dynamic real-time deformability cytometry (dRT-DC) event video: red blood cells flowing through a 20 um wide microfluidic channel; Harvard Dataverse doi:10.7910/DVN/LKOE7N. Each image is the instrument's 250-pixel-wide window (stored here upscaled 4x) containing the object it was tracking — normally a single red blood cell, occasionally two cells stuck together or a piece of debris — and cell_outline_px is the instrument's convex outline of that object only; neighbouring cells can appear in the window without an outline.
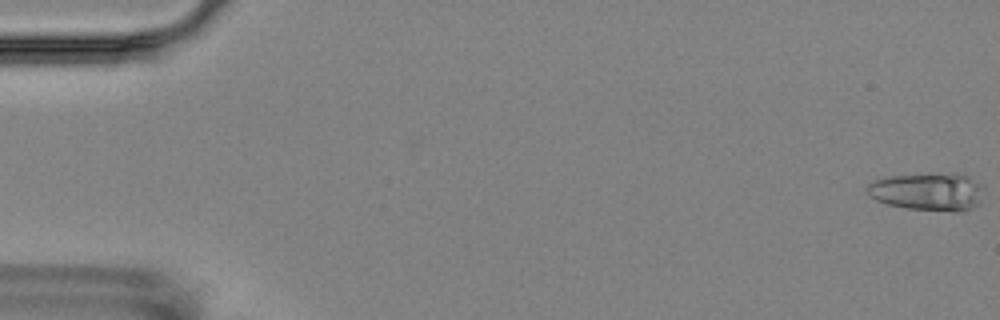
{"species": "Egyptian fruit bat (a non-hibernating species)", "species_latin": "Rousettus aegyptiacus", "temperature_condition": "room temperature", "stored_images_in_passage": 6, "camera_frame_rate_fps": 3000, "um_per_image_px": 0.085, "animal": {"sex": "female"}, "frame": {"image": 1, "passage_image": 1, "time_ms": 0.0, "image_size_px": [1000, 320], "cell_outline_px": [[984, 188], [980, 200], [972, 208], [964, 212], [952, 212], [908, 208], [888, 204], [876, 200], [868, 196], [864, 188], [868, 184], [876, 180], [892, 176], [932, 172], [956, 172], [968, 176], [984, 184]], "centroid_in_image_um": [78.9, 16.27], "position_along_channel_um": 6.1, "area_um2": 26.47}}
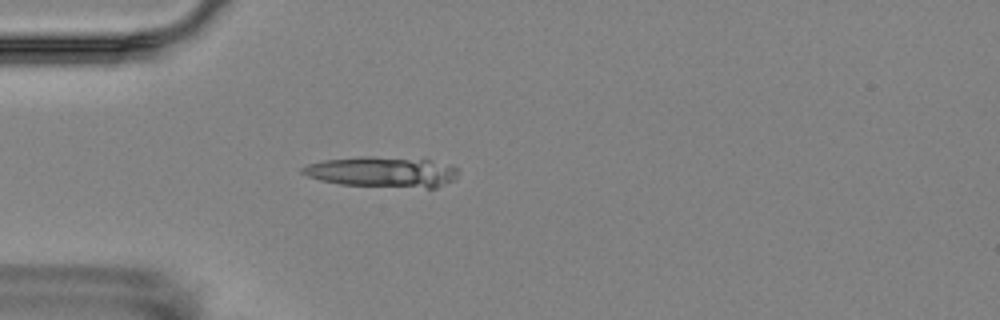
{"frame": {"image": 2, "passage_image": 5, "time_ms": 5.333, "image_size_px": [1000, 320], "cell_outline_px": [[460, 168], [456, 180], [436, 188], [428, 188], [340, 184], [320, 180], [308, 176], [300, 172], [300, 168], [308, 164], [324, 160], [360, 156], [372, 156], [432, 160]], "centroid_in_image_um": [32.54, 14.61], "position_along_channel_um": 52.5, "area_um2": 27.92}}